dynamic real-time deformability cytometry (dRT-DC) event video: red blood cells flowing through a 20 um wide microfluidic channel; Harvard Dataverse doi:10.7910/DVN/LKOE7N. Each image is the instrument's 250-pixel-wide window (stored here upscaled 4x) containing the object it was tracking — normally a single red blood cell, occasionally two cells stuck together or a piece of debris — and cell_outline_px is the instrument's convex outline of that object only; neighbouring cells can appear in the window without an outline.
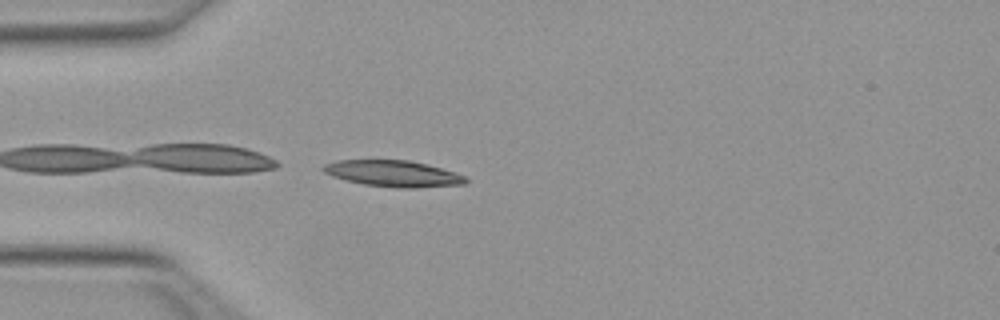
{"species": "Egyptian fruit bat (a non-hibernating species)", "species_latin": "Rousettus aegyptiacus", "temperature_condition": "warm", "stored_images_in_passage": 8, "camera_frame_rate_fps": 3000, "um_per_image_px": 0.085, "animal": {"sex": "female"}, "frame": {"image": 1, "passage_image": 8, "time_ms": 2.333, "image_size_px": [1000, 320], "cell_outline_px": [[468, 180], [464, 184], [416, 188], [396, 188], [364, 184], [344, 180], [332, 176], [324, 172], [320, 168], [324, 164], [336, 160], [408, 160], [440, 168], [464, 176]], "centroid_in_image_um": [33.35, 14.76], "position_along_channel_um": 51.6, "area_um2": 21.68}}